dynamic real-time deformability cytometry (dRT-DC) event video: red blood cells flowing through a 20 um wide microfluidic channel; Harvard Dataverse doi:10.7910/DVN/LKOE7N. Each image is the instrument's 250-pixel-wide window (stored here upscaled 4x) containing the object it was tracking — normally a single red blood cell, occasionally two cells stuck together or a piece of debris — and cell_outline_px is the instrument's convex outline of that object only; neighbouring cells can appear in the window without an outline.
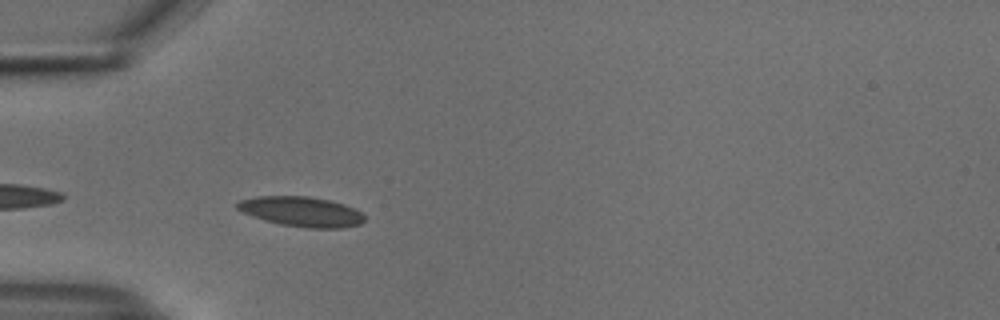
{"species": "common noctule bat (a hibernating species)", "species_latin": "Nyctalus noctula", "temperature_condition": "cold", "stored_images_in_passage": 13, "camera_frame_rate_fps": 3000, "um_per_image_px": 0.085, "animal": {"sex": "male", "body_mass_g": 18.8}, "frame": {"image": 1, "passage_image": 3, "time_ms": 0.667, "image_size_px": [1000, 320], "cell_outline_px": [[364, 220], [360, 224], [344, 228], [308, 228], [280, 224], [264, 220], [240, 212], [236, 208], [236, 204], [240, 200], [256, 196], [308, 196], [328, 200], [344, 204], [360, 212], [364, 216]], "centroid_in_image_um": [25.58, 17.99], "position_along_channel_um": 59.4, "area_um2": 22.2}}
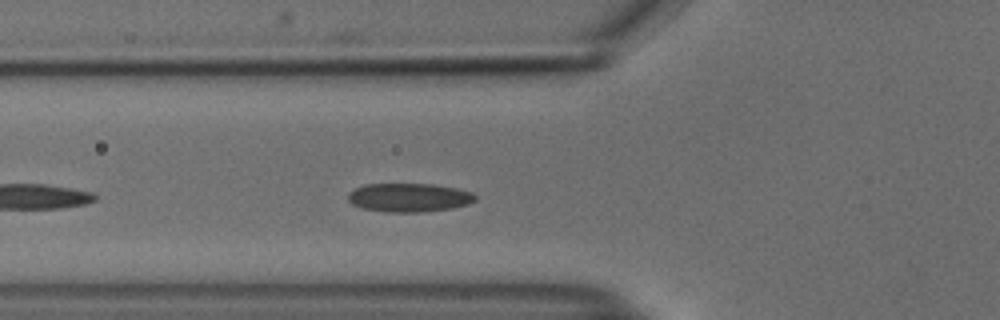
{"frame": {"image": 2, "passage_image": 6, "time_ms": 1.667, "image_size_px": [1000, 320], "cell_outline_px": [[476, 200], [468, 204], [452, 208], [420, 212], [384, 212], [364, 208], [352, 204], [348, 200], [348, 192], [364, 184], [432, 184], [456, 188], [472, 192], [476, 196]], "centroid_in_image_um": [34.76, 16.79], "position_along_channel_um": 91.0, "area_um2": 21.27}}
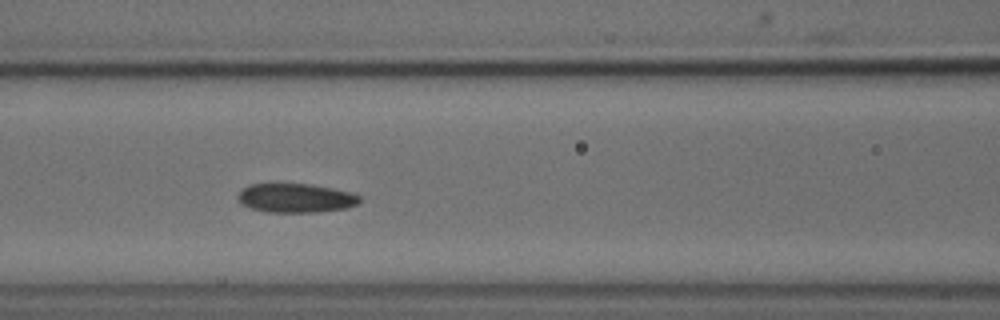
{"frame": {"image": 3, "passage_image": 10, "time_ms": 3.0, "image_size_px": [1000, 320], "cell_outline_px": [[360, 200], [356, 204], [344, 208], [316, 212], [264, 212], [240, 204], [236, 200], [236, 196], [240, 188], [248, 184], [308, 184], [332, 188], [348, 192], [360, 196]], "centroid_in_image_um": [25.02, 16.83], "position_along_channel_um": 141.6, "area_um2": 20.63}}